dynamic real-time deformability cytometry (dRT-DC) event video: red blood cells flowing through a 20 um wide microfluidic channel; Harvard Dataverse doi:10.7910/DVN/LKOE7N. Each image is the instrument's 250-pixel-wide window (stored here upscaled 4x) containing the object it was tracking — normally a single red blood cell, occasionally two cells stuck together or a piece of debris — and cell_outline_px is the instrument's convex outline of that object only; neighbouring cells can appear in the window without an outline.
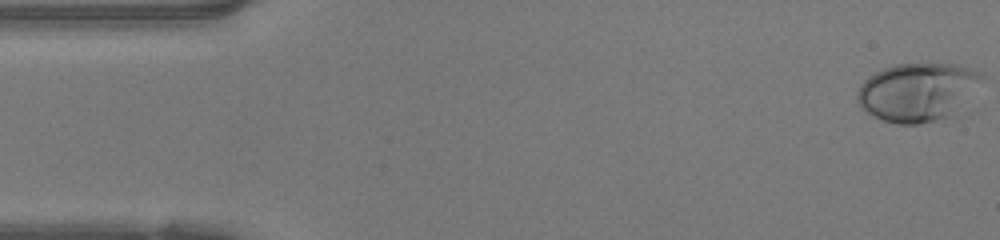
{"species": "human", "species_latin": "Homo sapiens", "temperature_condition": "warm", "stored_images_in_passage": 48, "camera_frame_rate_fps": 3000, "um_per_image_px": 0.085, "donor": {"sex": "female"}, "frame": {"image": 1, "passage_image": 1, "time_ms": 0.0, "image_size_px": [1000, 240], "cell_outline_px": [[984, 76], [956, 120], [916, 124], [896, 124], [872, 116], [864, 112], [860, 108], [856, 100], [856, 92], [860, 84], [864, 80], [876, 72], [884, 68], [896, 64], [956, 64], [980, 72]], "centroid_in_image_um": [78.03, 7.88], "position_along_channel_um": 7.0, "area_um2": 43.64}}
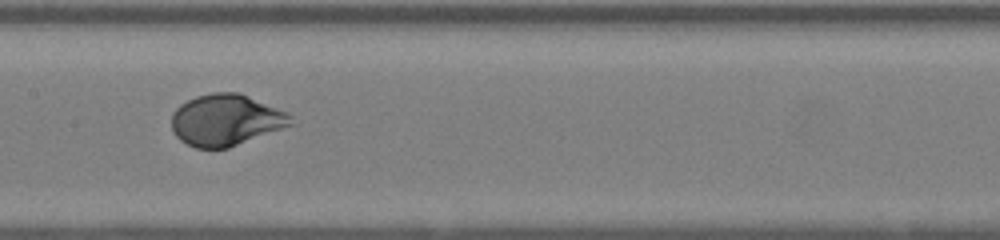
{"frame": {"image": 2, "passage_image": 23, "time_ms": 7.333, "image_size_px": [1000, 240], "cell_outline_px": [[300, 124], [228, 148], [196, 148], [180, 140], [172, 132], [172, 112], [180, 104], [196, 96], [212, 92], [240, 92], [288, 112]], "centroid_in_image_um": [19.29, 10.2], "position_along_channel_um": 188.1, "area_um2": 36.59}}
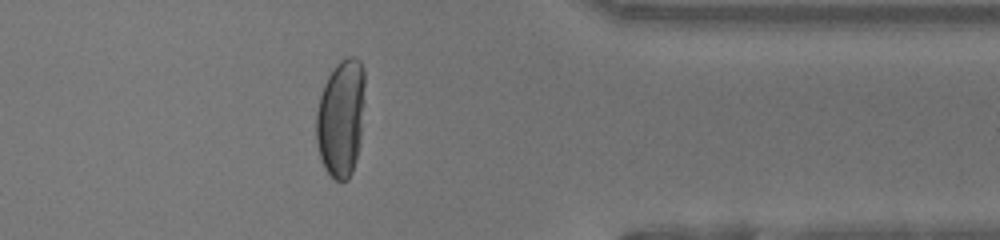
{"frame": {"image": 3, "passage_image": 38, "time_ms": 12.333, "image_size_px": [1000, 240], "cell_outline_px": [[364, 104], [360, 144], [356, 160], [352, 172], [348, 180], [332, 180], [324, 168], [320, 156], [316, 140], [316, 112], [320, 96], [324, 84], [328, 76], [336, 64], [340, 60], [348, 56], [356, 56], [360, 60], [364, 68]], "centroid_in_image_um": [28.99, 10.03], "position_along_channel_um": 382.4, "area_um2": 33.81}, "authors_computed_cell_mechanics": {"area_um2": 36.6741, "velocity_mm_per_s": 4.2161, "shape_relaxation_time_tau1_ms": 3.2291, "shape_relaxation_time_tau2_ms": null, "deformation_change_tau1": 0.2234, "deformation_change_tau2": null}}